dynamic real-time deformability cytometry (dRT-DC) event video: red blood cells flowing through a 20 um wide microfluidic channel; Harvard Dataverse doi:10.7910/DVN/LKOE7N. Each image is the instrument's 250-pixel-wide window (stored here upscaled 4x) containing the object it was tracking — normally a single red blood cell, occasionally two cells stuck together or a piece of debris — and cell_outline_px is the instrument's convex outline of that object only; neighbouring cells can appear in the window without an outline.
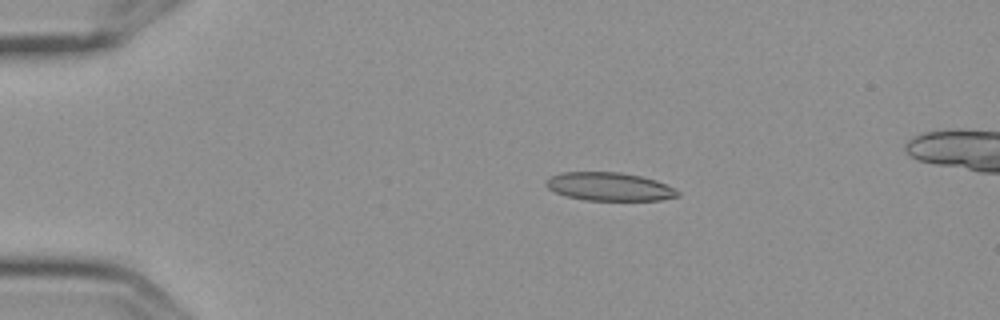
{"species": "Egyptian fruit bat (a non-hibernating species)", "species_latin": "Rousettus aegyptiacus", "temperature_condition": "cold", "stored_images_in_passage": 6, "camera_frame_rate_fps": 3000, "um_per_image_px": 0.085, "frame": {"image": 1, "passage_image": 4, "time_ms": 1.0, "image_size_px": [1000, 320], "cell_outline_px": [[680, 196], [660, 200], [584, 200], [564, 196], [548, 188], [544, 184], [552, 176], [560, 172], [620, 172], [640, 176], [656, 180], [680, 192]], "centroid_in_image_um": [51.78, 15.87], "position_along_channel_um": 33.2, "area_um2": 21.62}}
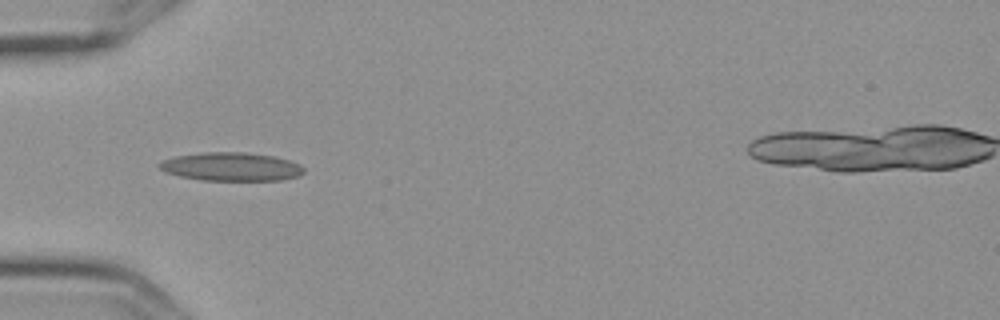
{"frame": {"image": 2, "passage_image": 6, "time_ms": 1.667, "image_size_px": [1000, 320], "cell_outline_px": [[304, 172], [296, 176], [280, 180], [204, 180], [180, 176], [164, 172], [156, 164], [164, 160], [176, 156], [204, 152], [244, 152], [272, 156], [288, 160], [300, 164], [304, 168]], "centroid_in_image_um": [19.63, 14.16], "position_along_channel_um": 65.4, "area_um2": 23.76}}